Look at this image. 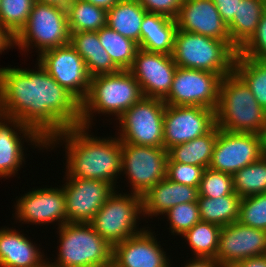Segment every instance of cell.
Listing matches in <instances>:
<instances>
[{"mask_svg": "<svg viewBox=\"0 0 266 267\" xmlns=\"http://www.w3.org/2000/svg\"><path fill=\"white\" fill-rule=\"evenodd\" d=\"M260 137L261 149L264 155H266V119L262 125L260 132L258 133Z\"/></svg>", "mask_w": 266, "mask_h": 267, "instance_id": "c3c4849f", "label": "cell"}, {"mask_svg": "<svg viewBox=\"0 0 266 267\" xmlns=\"http://www.w3.org/2000/svg\"><path fill=\"white\" fill-rule=\"evenodd\" d=\"M261 255H266V231L238 221L221 227L216 260L222 267Z\"/></svg>", "mask_w": 266, "mask_h": 267, "instance_id": "e0dca14e", "label": "cell"}, {"mask_svg": "<svg viewBox=\"0 0 266 267\" xmlns=\"http://www.w3.org/2000/svg\"><path fill=\"white\" fill-rule=\"evenodd\" d=\"M121 172L132 185V193L143 195L166 178L168 153L164 147L121 143Z\"/></svg>", "mask_w": 266, "mask_h": 267, "instance_id": "30bf717a", "label": "cell"}, {"mask_svg": "<svg viewBox=\"0 0 266 267\" xmlns=\"http://www.w3.org/2000/svg\"><path fill=\"white\" fill-rule=\"evenodd\" d=\"M118 193L115 190L110 195L90 222L95 231L112 246L145 229L136 227L140 214H143L142 196L132 192L128 195Z\"/></svg>", "mask_w": 266, "mask_h": 267, "instance_id": "ba28073f", "label": "cell"}, {"mask_svg": "<svg viewBox=\"0 0 266 267\" xmlns=\"http://www.w3.org/2000/svg\"><path fill=\"white\" fill-rule=\"evenodd\" d=\"M232 267H266V255L251 257L238 261Z\"/></svg>", "mask_w": 266, "mask_h": 267, "instance_id": "ee69618b", "label": "cell"}, {"mask_svg": "<svg viewBox=\"0 0 266 267\" xmlns=\"http://www.w3.org/2000/svg\"><path fill=\"white\" fill-rule=\"evenodd\" d=\"M198 197L219 198L234 193L232 174L220 172L210 167L202 174Z\"/></svg>", "mask_w": 266, "mask_h": 267, "instance_id": "d590c367", "label": "cell"}, {"mask_svg": "<svg viewBox=\"0 0 266 267\" xmlns=\"http://www.w3.org/2000/svg\"><path fill=\"white\" fill-rule=\"evenodd\" d=\"M238 222L266 231V193L241 198Z\"/></svg>", "mask_w": 266, "mask_h": 267, "instance_id": "e575fe53", "label": "cell"}, {"mask_svg": "<svg viewBox=\"0 0 266 267\" xmlns=\"http://www.w3.org/2000/svg\"><path fill=\"white\" fill-rule=\"evenodd\" d=\"M198 196L197 187L176 183L166 177L142 195V215H164L175 205L197 202Z\"/></svg>", "mask_w": 266, "mask_h": 267, "instance_id": "7402d4cb", "label": "cell"}, {"mask_svg": "<svg viewBox=\"0 0 266 267\" xmlns=\"http://www.w3.org/2000/svg\"><path fill=\"white\" fill-rule=\"evenodd\" d=\"M177 29L176 19H171L162 27V33L140 34L139 48L149 52L172 55Z\"/></svg>", "mask_w": 266, "mask_h": 267, "instance_id": "74e56055", "label": "cell"}, {"mask_svg": "<svg viewBox=\"0 0 266 267\" xmlns=\"http://www.w3.org/2000/svg\"><path fill=\"white\" fill-rule=\"evenodd\" d=\"M233 71L246 83L258 104L266 110V60L237 53Z\"/></svg>", "mask_w": 266, "mask_h": 267, "instance_id": "4dcf8cb0", "label": "cell"}, {"mask_svg": "<svg viewBox=\"0 0 266 267\" xmlns=\"http://www.w3.org/2000/svg\"><path fill=\"white\" fill-rule=\"evenodd\" d=\"M220 230V226L200 220L182 237L189 243L194 257L216 259Z\"/></svg>", "mask_w": 266, "mask_h": 267, "instance_id": "1f68e13d", "label": "cell"}, {"mask_svg": "<svg viewBox=\"0 0 266 267\" xmlns=\"http://www.w3.org/2000/svg\"><path fill=\"white\" fill-rule=\"evenodd\" d=\"M101 45L120 70H129L139 49L138 43L122 36L107 25L97 31Z\"/></svg>", "mask_w": 266, "mask_h": 267, "instance_id": "f546056e", "label": "cell"}, {"mask_svg": "<svg viewBox=\"0 0 266 267\" xmlns=\"http://www.w3.org/2000/svg\"><path fill=\"white\" fill-rule=\"evenodd\" d=\"M38 250L17 230L0 229V267H48L45 255Z\"/></svg>", "mask_w": 266, "mask_h": 267, "instance_id": "603a6c76", "label": "cell"}, {"mask_svg": "<svg viewBox=\"0 0 266 267\" xmlns=\"http://www.w3.org/2000/svg\"><path fill=\"white\" fill-rule=\"evenodd\" d=\"M35 0H1L0 25L14 38L26 25Z\"/></svg>", "mask_w": 266, "mask_h": 267, "instance_id": "836d02e7", "label": "cell"}, {"mask_svg": "<svg viewBox=\"0 0 266 267\" xmlns=\"http://www.w3.org/2000/svg\"><path fill=\"white\" fill-rule=\"evenodd\" d=\"M232 176L234 192L241 198L266 193V155Z\"/></svg>", "mask_w": 266, "mask_h": 267, "instance_id": "d6a6232c", "label": "cell"}, {"mask_svg": "<svg viewBox=\"0 0 266 267\" xmlns=\"http://www.w3.org/2000/svg\"><path fill=\"white\" fill-rule=\"evenodd\" d=\"M222 77L216 73L177 67L171 89L163 99L170 106H201L216 110Z\"/></svg>", "mask_w": 266, "mask_h": 267, "instance_id": "8fae6325", "label": "cell"}, {"mask_svg": "<svg viewBox=\"0 0 266 267\" xmlns=\"http://www.w3.org/2000/svg\"><path fill=\"white\" fill-rule=\"evenodd\" d=\"M147 11L137 0H120L107 11L106 25L140 44V30Z\"/></svg>", "mask_w": 266, "mask_h": 267, "instance_id": "484cf974", "label": "cell"}, {"mask_svg": "<svg viewBox=\"0 0 266 267\" xmlns=\"http://www.w3.org/2000/svg\"><path fill=\"white\" fill-rule=\"evenodd\" d=\"M89 2L97 7L103 8L108 11L115 4H117L120 0H83Z\"/></svg>", "mask_w": 266, "mask_h": 267, "instance_id": "7dc6e473", "label": "cell"}, {"mask_svg": "<svg viewBox=\"0 0 266 267\" xmlns=\"http://www.w3.org/2000/svg\"><path fill=\"white\" fill-rule=\"evenodd\" d=\"M172 18L147 12L142 21L140 34H155L162 33V27H164Z\"/></svg>", "mask_w": 266, "mask_h": 267, "instance_id": "b9f144b4", "label": "cell"}, {"mask_svg": "<svg viewBox=\"0 0 266 267\" xmlns=\"http://www.w3.org/2000/svg\"><path fill=\"white\" fill-rule=\"evenodd\" d=\"M144 229L113 246V262L118 267H170L166 252L158 244L156 235Z\"/></svg>", "mask_w": 266, "mask_h": 267, "instance_id": "44dd1931", "label": "cell"}, {"mask_svg": "<svg viewBox=\"0 0 266 267\" xmlns=\"http://www.w3.org/2000/svg\"><path fill=\"white\" fill-rule=\"evenodd\" d=\"M215 126V110L201 106L166 105L163 117L164 148L189 142Z\"/></svg>", "mask_w": 266, "mask_h": 267, "instance_id": "5bb4252c", "label": "cell"}, {"mask_svg": "<svg viewBox=\"0 0 266 267\" xmlns=\"http://www.w3.org/2000/svg\"><path fill=\"white\" fill-rule=\"evenodd\" d=\"M238 54L258 60H266V10L261 16L254 35L238 51Z\"/></svg>", "mask_w": 266, "mask_h": 267, "instance_id": "ab89813d", "label": "cell"}, {"mask_svg": "<svg viewBox=\"0 0 266 267\" xmlns=\"http://www.w3.org/2000/svg\"><path fill=\"white\" fill-rule=\"evenodd\" d=\"M69 42L66 8L36 1L26 25L14 37V46L23 51L35 46L38 48V55Z\"/></svg>", "mask_w": 266, "mask_h": 267, "instance_id": "52a82bcc", "label": "cell"}, {"mask_svg": "<svg viewBox=\"0 0 266 267\" xmlns=\"http://www.w3.org/2000/svg\"><path fill=\"white\" fill-rule=\"evenodd\" d=\"M184 267H222L214 258L195 257L189 261Z\"/></svg>", "mask_w": 266, "mask_h": 267, "instance_id": "f6af8a7d", "label": "cell"}, {"mask_svg": "<svg viewBox=\"0 0 266 267\" xmlns=\"http://www.w3.org/2000/svg\"><path fill=\"white\" fill-rule=\"evenodd\" d=\"M237 53L231 42L177 29L172 58L178 67L204 70L224 77L233 72Z\"/></svg>", "mask_w": 266, "mask_h": 267, "instance_id": "5b68a950", "label": "cell"}, {"mask_svg": "<svg viewBox=\"0 0 266 267\" xmlns=\"http://www.w3.org/2000/svg\"><path fill=\"white\" fill-rule=\"evenodd\" d=\"M241 197L235 192L219 198L198 197L200 220L220 227L238 221Z\"/></svg>", "mask_w": 266, "mask_h": 267, "instance_id": "83f0119b", "label": "cell"}, {"mask_svg": "<svg viewBox=\"0 0 266 267\" xmlns=\"http://www.w3.org/2000/svg\"><path fill=\"white\" fill-rule=\"evenodd\" d=\"M177 67L172 55L139 48L129 71L140 84L144 97L163 100L171 89Z\"/></svg>", "mask_w": 266, "mask_h": 267, "instance_id": "2e32d148", "label": "cell"}, {"mask_svg": "<svg viewBox=\"0 0 266 267\" xmlns=\"http://www.w3.org/2000/svg\"><path fill=\"white\" fill-rule=\"evenodd\" d=\"M166 104L162 99L143 97L117 120L121 143L164 147L163 117Z\"/></svg>", "mask_w": 266, "mask_h": 267, "instance_id": "9c48e42d", "label": "cell"}, {"mask_svg": "<svg viewBox=\"0 0 266 267\" xmlns=\"http://www.w3.org/2000/svg\"><path fill=\"white\" fill-rule=\"evenodd\" d=\"M37 61L62 87L82 102L90 88V76L84 59L71 46L52 48L38 55Z\"/></svg>", "mask_w": 266, "mask_h": 267, "instance_id": "7c38bea8", "label": "cell"}, {"mask_svg": "<svg viewBox=\"0 0 266 267\" xmlns=\"http://www.w3.org/2000/svg\"><path fill=\"white\" fill-rule=\"evenodd\" d=\"M37 63L38 71L0 68V114L19 119L47 142L80 125L81 102Z\"/></svg>", "mask_w": 266, "mask_h": 267, "instance_id": "6da1fadb", "label": "cell"}, {"mask_svg": "<svg viewBox=\"0 0 266 267\" xmlns=\"http://www.w3.org/2000/svg\"><path fill=\"white\" fill-rule=\"evenodd\" d=\"M103 267H118L114 262H112L111 264L105 265Z\"/></svg>", "mask_w": 266, "mask_h": 267, "instance_id": "f907efd6", "label": "cell"}, {"mask_svg": "<svg viewBox=\"0 0 266 267\" xmlns=\"http://www.w3.org/2000/svg\"><path fill=\"white\" fill-rule=\"evenodd\" d=\"M150 13H157L176 19L183 0H137Z\"/></svg>", "mask_w": 266, "mask_h": 267, "instance_id": "60d3db41", "label": "cell"}, {"mask_svg": "<svg viewBox=\"0 0 266 267\" xmlns=\"http://www.w3.org/2000/svg\"><path fill=\"white\" fill-rule=\"evenodd\" d=\"M203 171L201 166L167 162L166 177L173 182L199 188Z\"/></svg>", "mask_w": 266, "mask_h": 267, "instance_id": "f35d334b", "label": "cell"}, {"mask_svg": "<svg viewBox=\"0 0 266 267\" xmlns=\"http://www.w3.org/2000/svg\"><path fill=\"white\" fill-rule=\"evenodd\" d=\"M218 127L215 125L205 135L193 140L172 146L167 150V162H179L201 166L204 169L209 167L215 142L217 140Z\"/></svg>", "mask_w": 266, "mask_h": 267, "instance_id": "4316f807", "label": "cell"}, {"mask_svg": "<svg viewBox=\"0 0 266 267\" xmlns=\"http://www.w3.org/2000/svg\"><path fill=\"white\" fill-rule=\"evenodd\" d=\"M23 137L26 138L25 141H30L40 150L43 147L47 148V142L34 129L22 124L19 119L0 114V177L7 179L18 173L17 171L25 159L23 157Z\"/></svg>", "mask_w": 266, "mask_h": 267, "instance_id": "d6986e66", "label": "cell"}, {"mask_svg": "<svg viewBox=\"0 0 266 267\" xmlns=\"http://www.w3.org/2000/svg\"><path fill=\"white\" fill-rule=\"evenodd\" d=\"M65 194L68 223H90L115 188L97 179L66 177Z\"/></svg>", "mask_w": 266, "mask_h": 267, "instance_id": "9a60e30c", "label": "cell"}, {"mask_svg": "<svg viewBox=\"0 0 266 267\" xmlns=\"http://www.w3.org/2000/svg\"><path fill=\"white\" fill-rule=\"evenodd\" d=\"M266 10L264 0H242L237 15L227 25L232 46L239 51L254 35Z\"/></svg>", "mask_w": 266, "mask_h": 267, "instance_id": "d4e9b609", "label": "cell"}, {"mask_svg": "<svg viewBox=\"0 0 266 267\" xmlns=\"http://www.w3.org/2000/svg\"><path fill=\"white\" fill-rule=\"evenodd\" d=\"M69 43L84 59L90 77L120 70L101 45L97 32L80 31L70 33Z\"/></svg>", "mask_w": 266, "mask_h": 267, "instance_id": "cb8c5ba5", "label": "cell"}, {"mask_svg": "<svg viewBox=\"0 0 266 267\" xmlns=\"http://www.w3.org/2000/svg\"><path fill=\"white\" fill-rule=\"evenodd\" d=\"M176 22L178 30L231 42L228 26L212 0H183Z\"/></svg>", "mask_w": 266, "mask_h": 267, "instance_id": "ffe728a7", "label": "cell"}, {"mask_svg": "<svg viewBox=\"0 0 266 267\" xmlns=\"http://www.w3.org/2000/svg\"><path fill=\"white\" fill-rule=\"evenodd\" d=\"M87 131L89 128L81 125L67 128L52 136L46 149L65 142L66 177L102 180L116 188L117 176L122 173L120 139H101Z\"/></svg>", "mask_w": 266, "mask_h": 267, "instance_id": "7a4b0ae2", "label": "cell"}, {"mask_svg": "<svg viewBox=\"0 0 266 267\" xmlns=\"http://www.w3.org/2000/svg\"><path fill=\"white\" fill-rule=\"evenodd\" d=\"M143 97L140 84L129 70L93 76L88 94L81 102L80 125L92 127L94 112L114 115L116 120Z\"/></svg>", "mask_w": 266, "mask_h": 267, "instance_id": "3957f363", "label": "cell"}, {"mask_svg": "<svg viewBox=\"0 0 266 267\" xmlns=\"http://www.w3.org/2000/svg\"><path fill=\"white\" fill-rule=\"evenodd\" d=\"M259 134L224 131L218 128L209 164L211 169L234 174L262 156Z\"/></svg>", "mask_w": 266, "mask_h": 267, "instance_id": "4fadbf2b", "label": "cell"}, {"mask_svg": "<svg viewBox=\"0 0 266 267\" xmlns=\"http://www.w3.org/2000/svg\"><path fill=\"white\" fill-rule=\"evenodd\" d=\"M15 206L16 217L22 223L42 224L67 223L65 194L61 188H38L19 197Z\"/></svg>", "mask_w": 266, "mask_h": 267, "instance_id": "ac0fdd59", "label": "cell"}, {"mask_svg": "<svg viewBox=\"0 0 266 267\" xmlns=\"http://www.w3.org/2000/svg\"><path fill=\"white\" fill-rule=\"evenodd\" d=\"M59 254L48 267H103L113 262V246L90 223H65L58 227Z\"/></svg>", "mask_w": 266, "mask_h": 267, "instance_id": "8992f818", "label": "cell"}, {"mask_svg": "<svg viewBox=\"0 0 266 267\" xmlns=\"http://www.w3.org/2000/svg\"><path fill=\"white\" fill-rule=\"evenodd\" d=\"M14 47V38L0 25V54Z\"/></svg>", "mask_w": 266, "mask_h": 267, "instance_id": "bcb514c9", "label": "cell"}, {"mask_svg": "<svg viewBox=\"0 0 266 267\" xmlns=\"http://www.w3.org/2000/svg\"><path fill=\"white\" fill-rule=\"evenodd\" d=\"M172 235H183L200 221L198 202H188L171 207L166 213Z\"/></svg>", "mask_w": 266, "mask_h": 267, "instance_id": "8d00e7d4", "label": "cell"}, {"mask_svg": "<svg viewBox=\"0 0 266 267\" xmlns=\"http://www.w3.org/2000/svg\"><path fill=\"white\" fill-rule=\"evenodd\" d=\"M66 13L70 33L97 32L106 26L107 11L83 0H73Z\"/></svg>", "mask_w": 266, "mask_h": 267, "instance_id": "f1b7e54d", "label": "cell"}, {"mask_svg": "<svg viewBox=\"0 0 266 267\" xmlns=\"http://www.w3.org/2000/svg\"><path fill=\"white\" fill-rule=\"evenodd\" d=\"M36 2L58 5L66 8L73 0H35Z\"/></svg>", "mask_w": 266, "mask_h": 267, "instance_id": "681fc988", "label": "cell"}, {"mask_svg": "<svg viewBox=\"0 0 266 267\" xmlns=\"http://www.w3.org/2000/svg\"><path fill=\"white\" fill-rule=\"evenodd\" d=\"M266 119L246 83L233 71L222 77L215 125L224 131L258 134Z\"/></svg>", "mask_w": 266, "mask_h": 267, "instance_id": "277c9868", "label": "cell"}, {"mask_svg": "<svg viewBox=\"0 0 266 267\" xmlns=\"http://www.w3.org/2000/svg\"><path fill=\"white\" fill-rule=\"evenodd\" d=\"M217 7V10L223 19V21L228 25L237 15L238 5L242 0H212Z\"/></svg>", "mask_w": 266, "mask_h": 267, "instance_id": "7bdbcfd3", "label": "cell"}]
</instances>
